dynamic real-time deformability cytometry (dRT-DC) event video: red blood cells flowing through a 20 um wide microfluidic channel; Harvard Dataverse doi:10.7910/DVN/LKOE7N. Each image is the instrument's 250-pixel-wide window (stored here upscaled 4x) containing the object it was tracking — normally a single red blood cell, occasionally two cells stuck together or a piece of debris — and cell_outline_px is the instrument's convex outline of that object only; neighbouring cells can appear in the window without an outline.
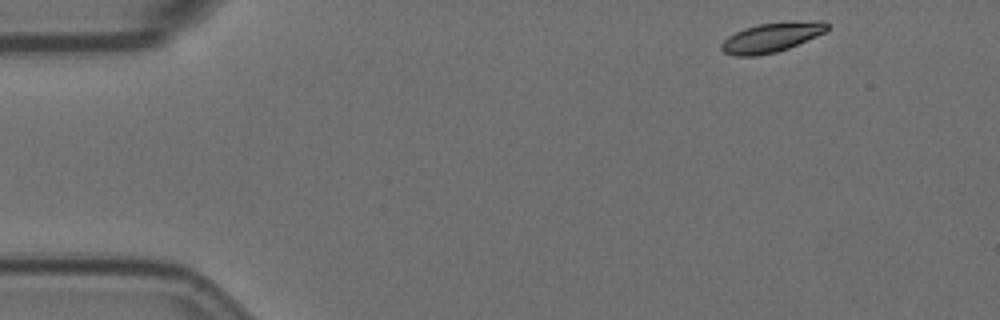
{"species": "Egyptian fruit bat (a non-hibernating species)", "species_latin": "Rousettus aegyptiacus", "temperature_condition": "room temperature", "stored_images_in_passage": 4, "segment_of_instrument_passage": [1, 2], "camera_frame_rate_fps": 3000, "um_per_image_px": 0.085, "animal": {"sex": "female"}, "frame": {"image": 1, "passage_image": 1, "time_ms": 0.0, "image_size_px": [1000, 320], "cell_outline_px": [[828, 28], [824, 32], [816, 36], [788, 48], [776, 52], [756, 56], [736, 56], [724, 52], [720, 48], [720, 44], [728, 36], [744, 28], [760, 24], [816, 20], [824, 20], [828, 24]], "centroid_in_image_um": [65.56, 3.18], "position_along_channel_um": 19.4, "area_um2": 17.98}}